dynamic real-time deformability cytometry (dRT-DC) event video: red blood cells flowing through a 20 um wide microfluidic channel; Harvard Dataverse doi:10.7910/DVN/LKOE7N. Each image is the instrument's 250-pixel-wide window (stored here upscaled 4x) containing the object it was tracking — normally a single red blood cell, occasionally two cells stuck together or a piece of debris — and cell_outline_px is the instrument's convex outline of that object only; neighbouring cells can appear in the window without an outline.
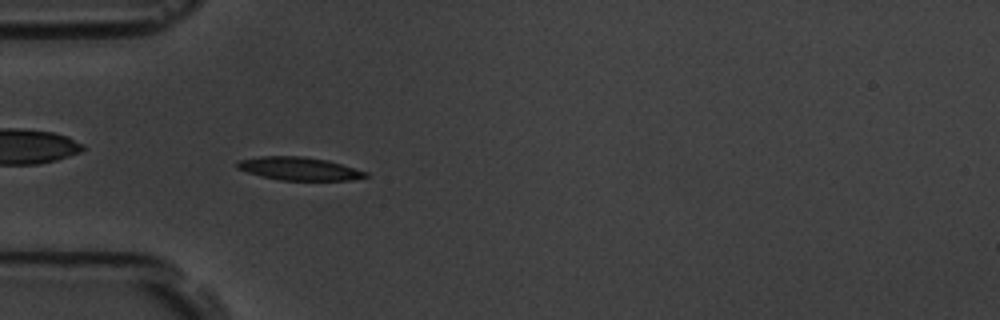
{"species": "common noctule bat (a hibernating species)", "species_latin": "Nyctalus noctula", "temperature_condition": "room temperature", "stored_images_in_passage": 7, "camera_frame_rate_fps": 3000, "um_per_image_px": 0.085, "animal": {"sex": "male", "body_mass_g": 19.5, "forearm_length_mm": 54.6}, "frame": {"image": 1, "passage_image": 5, "time_ms": 4.667, "image_size_px": [1000, 320], "cell_outline_px": [[368, 176], [352, 180], [280, 180], [248, 172], [236, 168], [236, 160], [260, 156], [304, 156], [328, 160], [368, 172]], "centroid_in_image_um": [25.41, 14.32], "position_along_channel_um": 59.6, "area_um2": 17.28}}
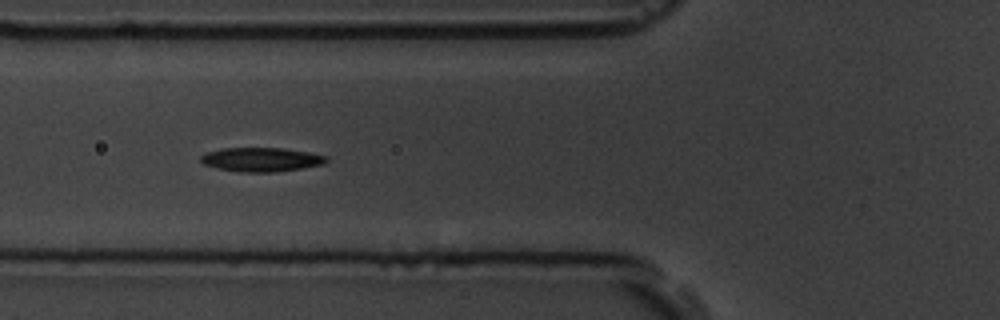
{"frame": {"image": 2, "passage_image": 6, "time_ms": 6.0, "image_size_px": [1000, 320], "cell_outline_px": [[328, 160], [324, 164], [276, 172], [240, 172], [216, 168], [204, 164], [200, 160], [200, 156], [204, 152], [224, 148], [284, 148], [308, 152], [328, 156]], "centroid_in_image_um": [22.19, 13.56], "position_along_channel_um": 103.6, "area_um2": 17.69}}
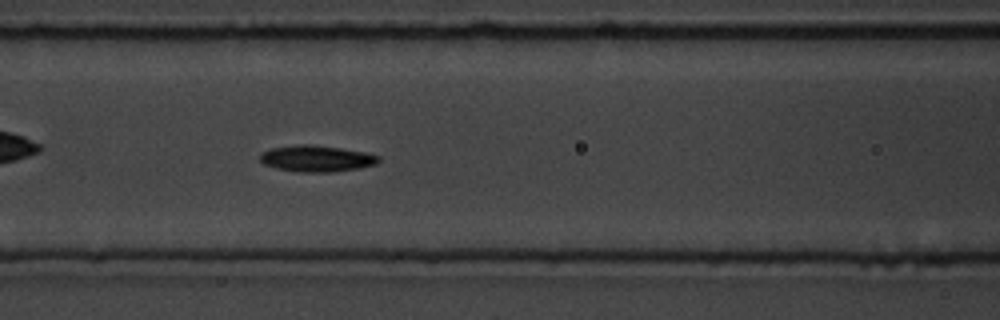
{"frame": {"image": 3, "passage_image": 7, "time_ms": 7.0, "image_size_px": [1000, 320], "cell_outline_px": [[380, 160], [376, 164], [360, 168], [332, 172], [300, 172], [276, 168], [264, 164], [260, 160], [260, 152], [272, 148], [296, 144], [308, 144], [340, 148], [364, 152], [380, 156]], "centroid_in_image_um": [26.9, 13.48], "position_along_channel_um": 139.7, "area_um2": 18.21}}